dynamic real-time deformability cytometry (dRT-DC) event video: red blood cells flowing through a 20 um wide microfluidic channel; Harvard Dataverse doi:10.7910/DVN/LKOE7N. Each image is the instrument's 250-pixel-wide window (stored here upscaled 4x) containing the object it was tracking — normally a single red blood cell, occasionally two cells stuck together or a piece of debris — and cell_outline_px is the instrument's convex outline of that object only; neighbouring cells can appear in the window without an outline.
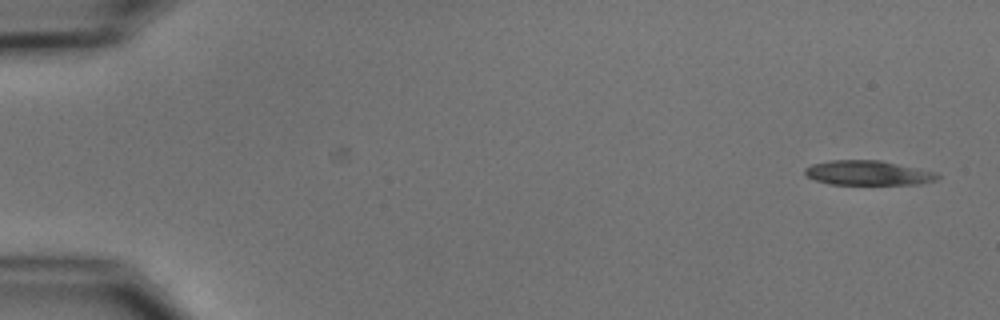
{"species": "common noctule bat (a hibernating species)", "species_latin": "Nyctalus noctula", "temperature_condition": "cold", "stored_images_in_passage": 53, "camera_frame_rate_fps": 3000, "um_per_image_px": 0.085, "animal": {"sex": "male", "body_mass_g": 15.6}, "frame": {"image": 1, "passage_image": 1, "time_ms": 0.0, "image_size_px": [1000, 320], "cell_outline_px": [[940, 176], [936, 180], [920, 184], [832, 184], [816, 180], [808, 176], [804, 172], [804, 168], [812, 164], [828, 160], [880, 160], [936, 172]], "centroid_in_image_um": [73.78, 14.69], "position_along_channel_um": 11.2, "area_um2": 18.9}}
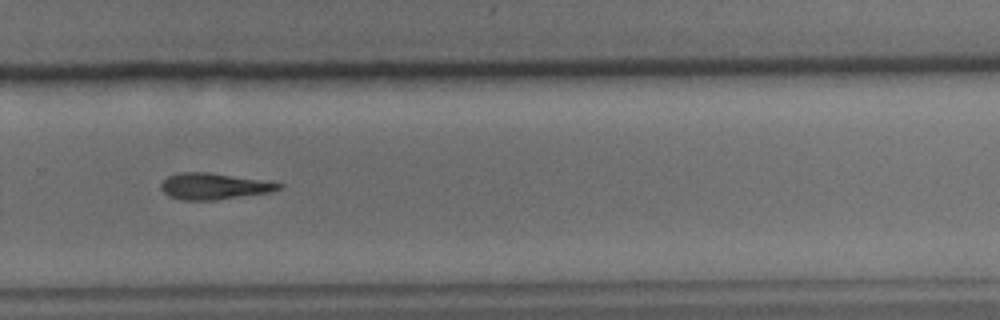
{"frame": {"image": 2, "passage_image": 36, "time_ms": 11.667, "image_size_px": [1000, 320], "cell_outline_px": [[284, 188], [268, 192], [216, 200], [180, 200], [168, 196], [160, 188], [160, 184], [168, 176], [176, 172], [208, 172], [284, 184]], "centroid_in_image_um": [18.12, 15.83], "position_along_channel_um": 311.7, "area_um2": 17.92}}
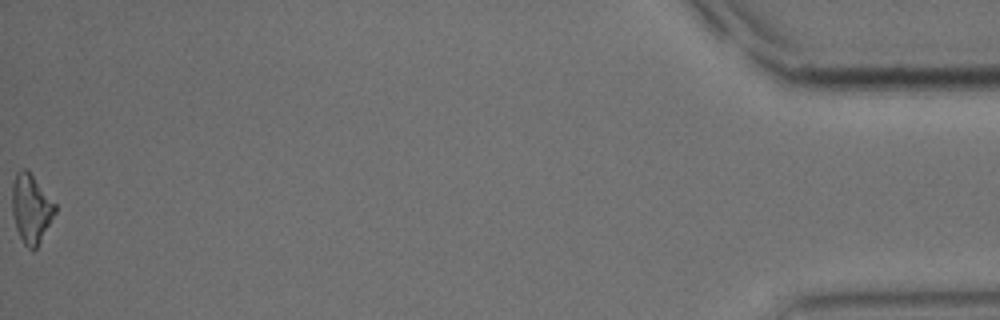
{"frame": {"image": 3, "passage_image": 53, "time_ms": 17.333, "image_size_px": [1000, 320], "cell_outline_px": [[56, 212], [36, 248], [32, 252], [24, 244], [16, 228], [12, 212], [12, 184], [16, 172], [20, 168], [28, 168], [56, 204]], "centroid_in_image_um": [2.63, 17.68], "position_along_channel_um": 432.6, "area_um2": 17.4}, "authors_computed_cell_mechanics": {"area_um2": 18.8428, "velocity_mm_per_s": 3.7345, "shape_relaxation_time_tau1_ms": 2.8515, "shape_relaxation_time_tau2_ms": null, "deformation_change_tau1": 0.1286, "deformation_change_tau2": null}}